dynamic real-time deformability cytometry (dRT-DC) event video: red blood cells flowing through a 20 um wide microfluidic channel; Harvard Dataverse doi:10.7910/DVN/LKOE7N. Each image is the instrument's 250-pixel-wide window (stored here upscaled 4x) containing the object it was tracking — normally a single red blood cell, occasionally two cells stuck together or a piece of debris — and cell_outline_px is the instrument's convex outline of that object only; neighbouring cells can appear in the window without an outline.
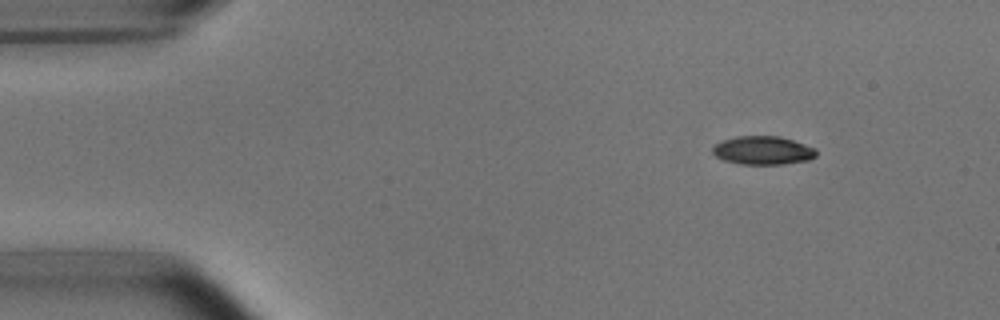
{"species": "common noctule bat (a hibernating species)", "species_latin": "Nyctalus noctula", "temperature_condition": "room temperature", "stored_images_in_passage": 47, "camera_frame_rate_fps": 3000, "um_per_image_px": 0.085, "animal": {"sex": "male", "body_mass_g": 15.6}, "frame": {"image": 1, "passage_image": 1, "time_ms": 0.0, "image_size_px": [1000, 320], "cell_outline_px": [[816, 156], [808, 160], [784, 164], [740, 164], [724, 160], [716, 156], [712, 152], [712, 148], [720, 140], [736, 136], [780, 136], [816, 148]], "centroid_in_image_um": [64.83, 12.78], "position_along_channel_um": 20.2, "area_um2": 17.22}}
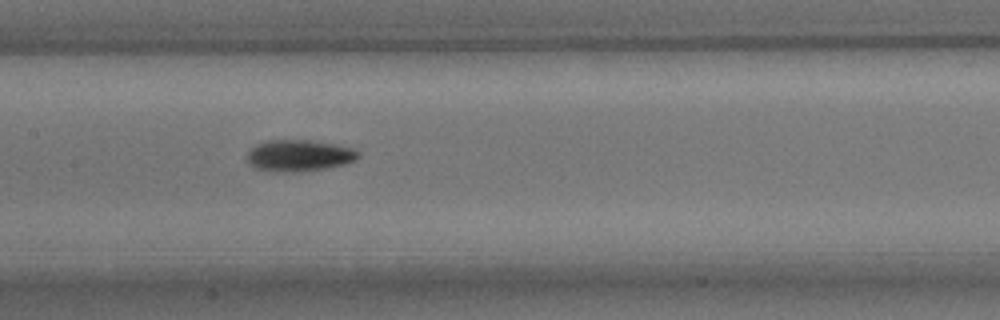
{"frame": {"image": 2, "passage_image": 20, "time_ms": 6.333, "image_size_px": [1000, 320], "cell_outline_px": [[360, 156], [356, 160], [344, 164], [324, 168], [300, 172], [272, 172], [252, 168], [248, 164], [248, 152], [256, 144], [264, 140], [312, 140], [352, 148], [360, 152]], "centroid_in_image_um": [25.38, 13.23], "position_along_channel_um": 182.0, "area_um2": 20.63}}
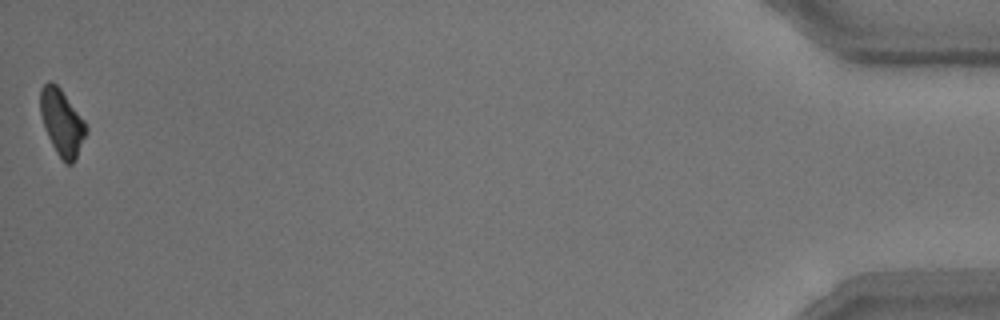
{"frame": {"image": 3, "passage_image": 47, "time_ms": 15.333, "image_size_px": [1000, 320], "cell_outline_px": [[88, 132], [76, 160], [72, 164], [64, 164], [56, 152], [48, 136], [40, 112], [40, 88], [48, 80], [52, 80], [60, 88], [84, 120], [88, 128]], "centroid_in_image_um": [5.28, 10.42], "position_along_channel_um": 429.9, "area_um2": 17.8}, "authors_computed_cell_mechanics": {"area_um2": 18.3804, "velocity_mm_per_s": 3.8029, "shape_relaxation_time_tau1_ms": 2.5526, "shape_relaxation_time_tau2_ms": null, "deformation_change_tau1": 0.1347, "deformation_change_tau2": null}}